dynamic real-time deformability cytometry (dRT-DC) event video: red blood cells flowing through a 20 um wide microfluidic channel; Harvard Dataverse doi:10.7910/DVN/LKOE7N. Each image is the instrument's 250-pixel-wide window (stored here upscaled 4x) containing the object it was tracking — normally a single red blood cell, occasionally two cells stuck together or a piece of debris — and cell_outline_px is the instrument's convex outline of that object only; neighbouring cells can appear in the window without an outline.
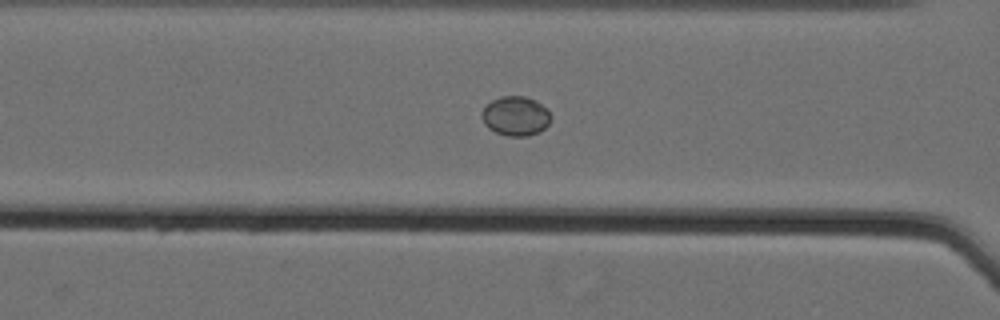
{"species": "Egyptian fruit bat (a non-hibernating species)", "species_latin": "Rousettus aegyptiacus", "temperature_condition": "cold", "stored_images_in_passage": 48, "camera_frame_rate_fps": 3000, "um_per_image_px": 0.085, "animal": {"sex": "female"}, "frame": {"image": 1, "passage_image": 16, "time_ms": 5.0, "image_size_px": [1000, 320], "cell_outline_px": [[552, 116], [548, 124], [540, 132], [528, 136], [508, 136], [496, 132], [488, 128], [484, 124], [480, 116], [480, 112], [492, 100], [500, 96], [524, 96], [536, 100], [548, 108]], "centroid_in_image_um": [43.84, 9.86], "position_along_channel_um": 122.8, "area_um2": 16.13}}
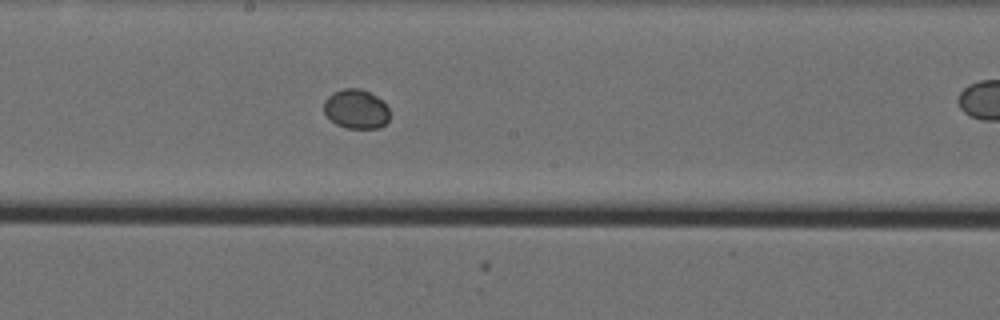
{"frame": {"image": 2, "passage_image": 24, "time_ms": 7.667, "image_size_px": [1000, 320], "cell_outline_px": [[388, 120], [380, 128], [348, 128], [336, 124], [324, 112], [324, 100], [332, 92], [344, 88], [360, 88], [376, 96], [388, 108]], "centroid_in_image_um": [30.24, 9.26], "position_along_channel_um": 218.0, "area_um2": 14.91}}
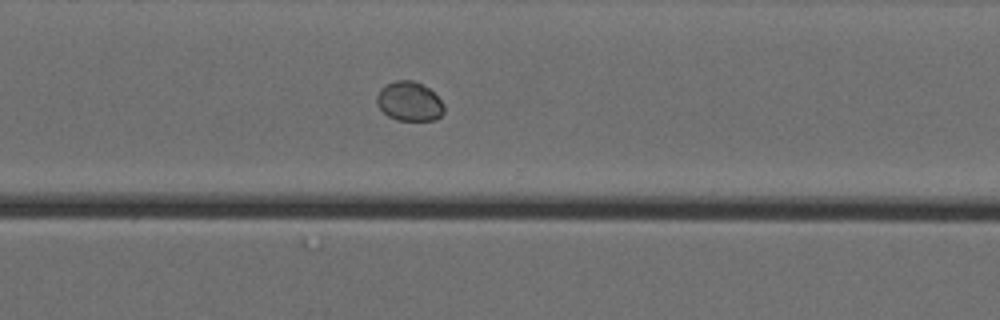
{"frame": {"image": 3, "passage_image": 34, "time_ms": 11.0, "image_size_px": [1000, 320], "cell_outline_px": [[444, 112], [436, 120], [396, 120], [388, 116], [376, 104], [376, 96], [380, 88], [396, 80], [412, 80], [428, 88], [444, 104]], "centroid_in_image_um": [34.77, 8.63], "position_along_channel_um": 335.8, "area_um2": 15.32}}